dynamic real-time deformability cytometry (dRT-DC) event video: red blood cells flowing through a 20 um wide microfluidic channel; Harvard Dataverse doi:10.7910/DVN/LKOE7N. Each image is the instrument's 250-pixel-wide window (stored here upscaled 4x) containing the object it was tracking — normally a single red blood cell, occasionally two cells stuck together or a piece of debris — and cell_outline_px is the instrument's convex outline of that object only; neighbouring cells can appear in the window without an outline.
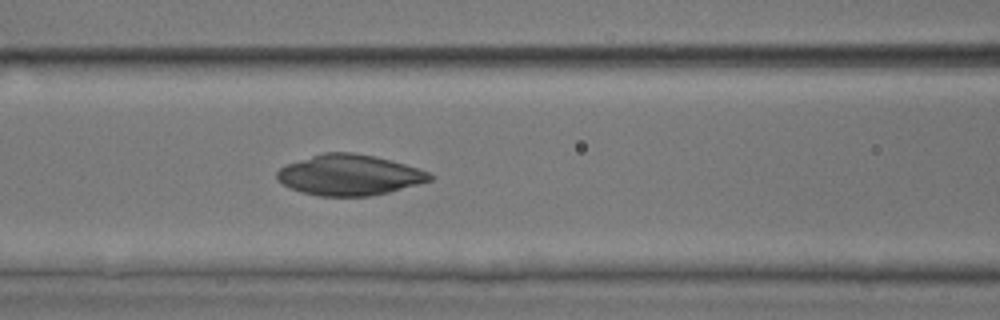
{"species": "common noctule bat (a hibernating species)", "species_latin": "Nyctalus noctula", "temperature_condition": "room temperature", "stored_images_in_passage": 51, "camera_frame_rate_fps": 3000, "um_per_image_px": 0.085, "animal": {"sex": "male", "body_mass_g": 17.9, "forearm_length_mm": 54.2}, "frame": {"image": 1, "passage_image": 22, "time_ms": 7.0, "image_size_px": [1000, 320], "cell_outline_px": [[436, 176], [432, 180], [388, 192], [368, 196], [320, 196], [300, 192], [276, 180], [276, 172], [280, 168], [288, 164], [324, 152], [352, 152], [376, 156], [392, 160], [428, 172]], "centroid_in_image_um": [29.7, 14.87], "position_along_channel_um": 136.9, "area_um2": 36.01}}
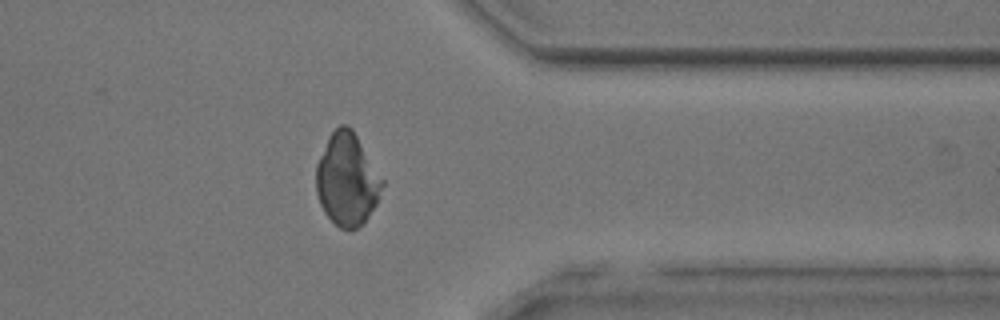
{"frame": {"image": 2, "passage_image": 41, "time_ms": 13.333, "image_size_px": [1000, 320], "cell_outline_px": [[384, 184], [380, 196], [376, 204], [364, 224], [356, 228], [340, 228], [324, 212], [320, 204], [316, 192], [316, 164], [328, 136], [340, 124], [348, 124], [352, 128], [384, 180]], "centroid_in_image_um": [29.5, 15.24], "position_along_channel_um": 381.9, "area_um2": 35.72}}
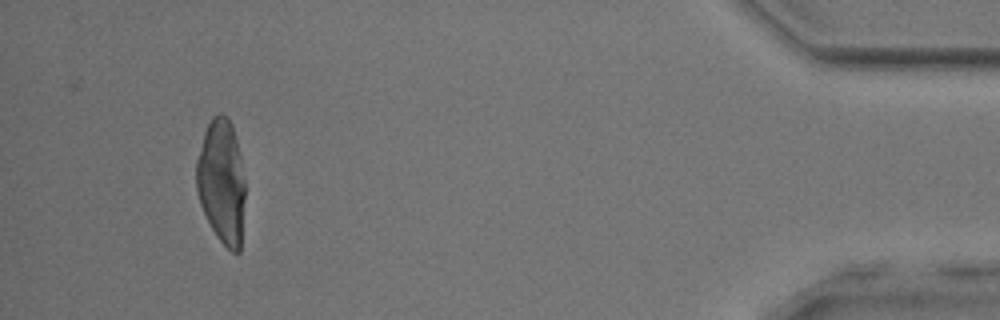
{"frame": {"image": 3, "passage_image": 48, "time_ms": 15.667, "image_size_px": [1000, 320], "cell_outline_px": [[244, 200], [240, 252], [232, 252], [216, 236], [200, 204], [196, 188], [196, 160], [204, 132], [212, 116], [220, 112], [228, 116], [232, 124], [236, 140], [244, 180]], "centroid_in_image_um": [18.82, 15.41], "position_along_channel_um": 416.4, "area_um2": 35.08}}